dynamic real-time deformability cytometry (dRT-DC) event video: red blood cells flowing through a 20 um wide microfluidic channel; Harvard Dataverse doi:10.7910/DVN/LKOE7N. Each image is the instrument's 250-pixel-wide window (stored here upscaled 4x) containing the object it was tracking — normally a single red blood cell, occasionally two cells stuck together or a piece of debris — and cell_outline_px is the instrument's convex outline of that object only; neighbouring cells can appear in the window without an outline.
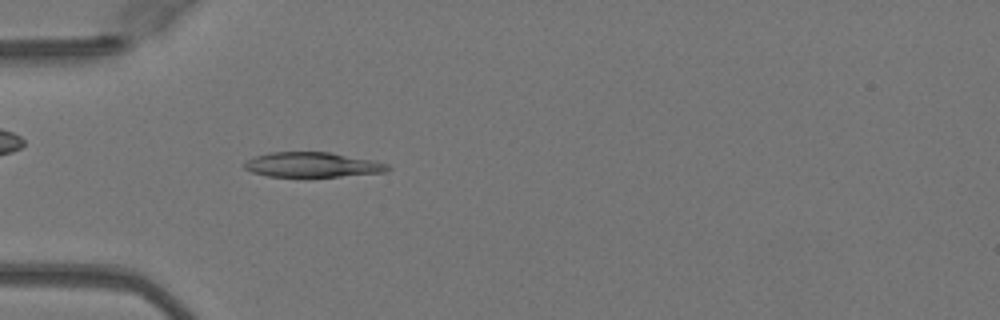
{"species": "Egyptian fruit bat (a non-hibernating species)", "species_latin": "Rousettus aegyptiacus", "temperature_condition": "warm", "stored_images_in_passage": 44, "camera_frame_rate_fps": 3000, "um_per_image_px": 0.085, "animal": {"sex": "female"}, "frame": {"image": 1, "passage_image": 11, "time_ms": 3.333, "image_size_px": [1000, 320], "cell_outline_px": [[392, 168], [384, 172], [340, 176], [268, 176], [252, 172], [244, 168], [244, 164], [248, 160], [256, 156], [268, 152], [328, 152], [388, 164]], "centroid_in_image_um": [26.51, 14.0], "position_along_channel_um": 58.5, "area_um2": 20.29}}
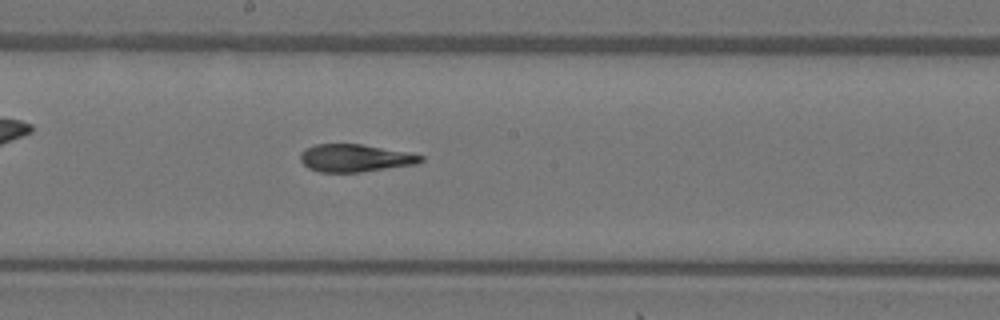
{"frame": {"image": 2, "passage_image": 23, "time_ms": 7.333, "image_size_px": [1000, 320], "cell_outline_px": [[424, 160], [416, 164], [360, 172], [320, 172], [308, 168], [300, 160], [300, 152], [316, 144], [360, 144], [408, 152], [424, 156]], "centroid_in_image_um": [30.18, 13.43], "position_along_channel_um": 218.0, "area_um2": 19.25}}
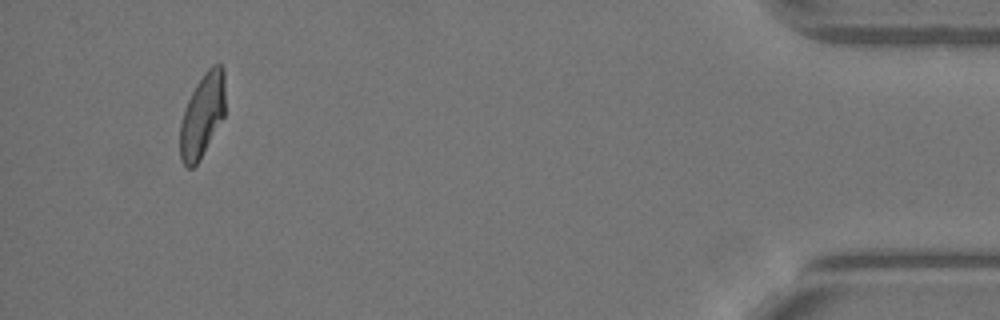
{"frame": {"image": 3, "passage_image": 41, "time_ms": 13.333, "image_size_px": [1000, 320], "cell_outline_px": [[224, 116], [200, 160], [192, 168], [188, 168], [180, 160], [180, 124], [188, 100], [196, 84], [204, 72], [212, 64], [220, 64], [224, 68]], "centroid_in_image_um": [17.19, 9.81], "position_along_channel_um": 418.0, "area_um2": 21.91}, "authors_computed_cell_mechanics": {"area_um2": 20.4612, "velocity_mm_per_s": 4.1015, "shape_relaxation_time_tau1_ms": 4.8155, "shape_relaxation_time_tau2_ms": 2.3572, "deformation_change_tau1": 0.1903, "deformation_change_tau2": 0.0933}}